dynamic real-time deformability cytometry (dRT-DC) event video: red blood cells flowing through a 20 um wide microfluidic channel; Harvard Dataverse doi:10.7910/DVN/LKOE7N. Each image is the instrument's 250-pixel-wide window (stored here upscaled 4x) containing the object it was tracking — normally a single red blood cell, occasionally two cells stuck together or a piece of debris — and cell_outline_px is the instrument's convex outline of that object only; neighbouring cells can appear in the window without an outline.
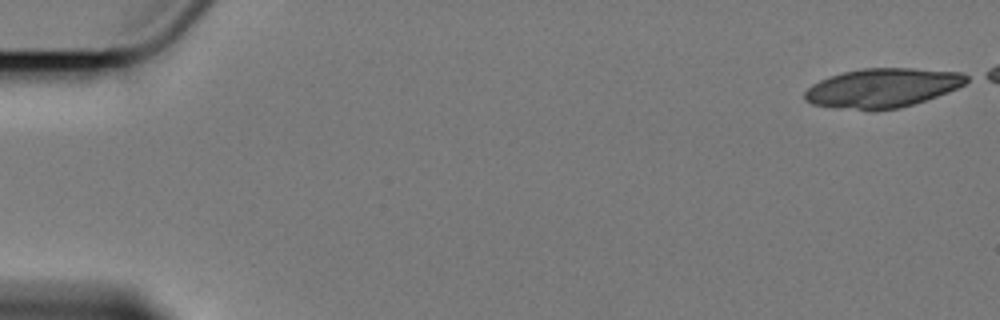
{"species": "Egyptian fruit bat (a non-hibernating species)", "species_latin": "Rousettus aegyptiacus", "temperature_condition": "cold", "stored_images_in_passage": 6, "camera_frame_rate_fps": 3000, "um_per_image_px": 0.085, "animal": {"sex": "female"}, "frame": {"image": 1, "passage_image": 1, "time_ms": 0.0, "image_size_px": [1000, 320], "cell_outline_px": [[972, 80], [948, 92], [900, 108], [836, 108], [812, 104], [804, 100], [804, 92], [812, 84], [828, 76], [860, 68], [912, 68], [960, 72], [968, 76]], "centroid_in_image_um": [75.0, 7.44], "position_along_channel_um": 10.0, "area_um2": 36.47}}